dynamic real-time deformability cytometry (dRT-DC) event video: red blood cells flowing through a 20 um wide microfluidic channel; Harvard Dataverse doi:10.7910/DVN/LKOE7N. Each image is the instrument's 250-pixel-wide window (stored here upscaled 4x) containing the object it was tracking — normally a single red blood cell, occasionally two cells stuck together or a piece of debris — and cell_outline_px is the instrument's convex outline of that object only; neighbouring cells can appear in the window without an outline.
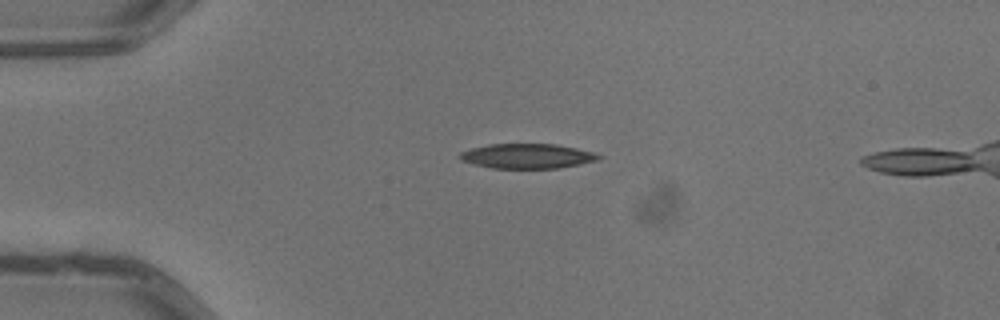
{"species": "common noctule bat (a hibernating species)", "species_latin": "Nyctalus noctula", "temperature_condition": "warm", "stored_images_in_passage": 4, "camera_frame_rate_fps": 3000, "um_per_image_px": 0.085, "animal": {"sex": "male", "body_mass_g": 13.3}, "frame": {"image": 1, "passage_image": 3, "time_ms": 0.667, "image_size_px": [1000, 320], "cell_outline_px": [[604, 156], [596, 160], [580, 164], [560, 168], [492, 168], [460, 160], [460, 152], [472, 148], [488, 144], [556, 144], [596, 152]], "centroid_in_image_um": [44.86, 13.26], "position_along_channel_um": 40.1, "area_um2": 20.0}}